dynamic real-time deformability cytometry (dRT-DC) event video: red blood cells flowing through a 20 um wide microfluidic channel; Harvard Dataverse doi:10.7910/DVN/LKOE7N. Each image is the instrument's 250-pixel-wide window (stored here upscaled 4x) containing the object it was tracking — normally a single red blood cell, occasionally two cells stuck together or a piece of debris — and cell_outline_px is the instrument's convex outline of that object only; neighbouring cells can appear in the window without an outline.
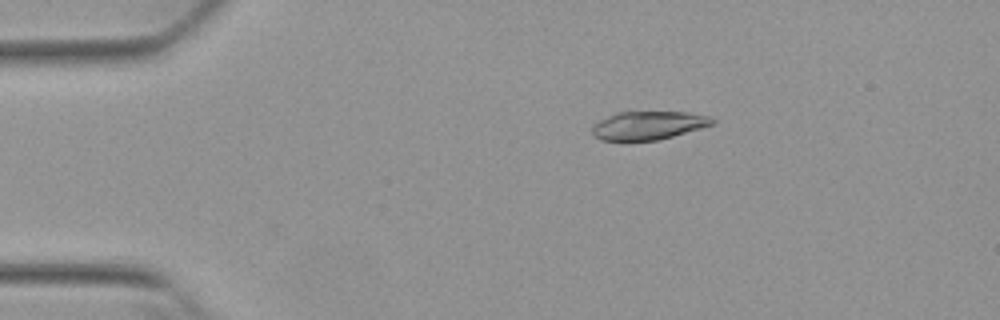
{"species": "Egyptian fruit bat (a non-hibernating species)", "species_latin": "Rousettus aegyptiacus", "temperature_condition": "warm", "stored_images_in_passage": 53, "camera_frame_rate_fps": 3000, "um_per_image_px": 0.085, "animal": {"sex": "female"}, "frame": {"image": 1, "passage_image": 10, "time_ms": 3.0, "image_size_px": [1000, 320], "cell_outline_px": [[716, 124], [672, 136], [656, 140], [600, 140], [592, 132], [592, 128], [600, 120], [616, 112], [688, 112], [712, 116], [716, 120]], "centroid_in_image_um": [55.18, 10.64], "position_along_channel_um": 29.8, "area_um2": 19.77}}
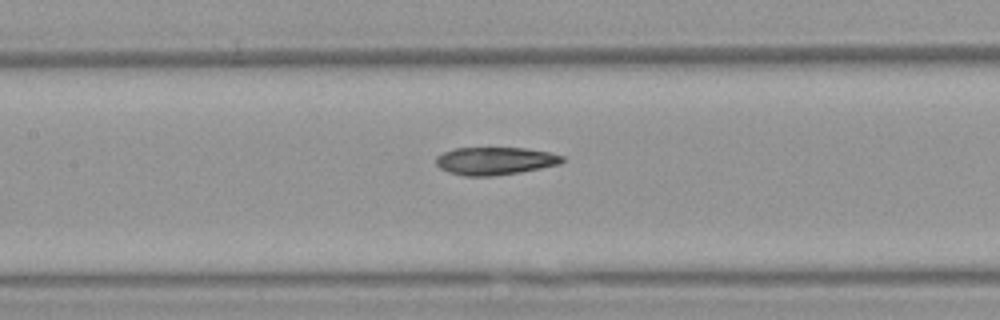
{"frame": {"image": 2, "passage_image": 25, "time_ms": 8.0, "image_size_px": [1000, 320], "cell_outline_px": [[564, 160], [560, 164], [520, 172], [492, 176], [464, 176], [448, 172], [440, 168], [436, 164], [436, 156], [452, 148], [528, 148], [548, 152], [564, 156]], "centroid_in_image_um": [42.06, 13.67], "position_along_channel_um": 165.3, "area_um2": 20.46}}
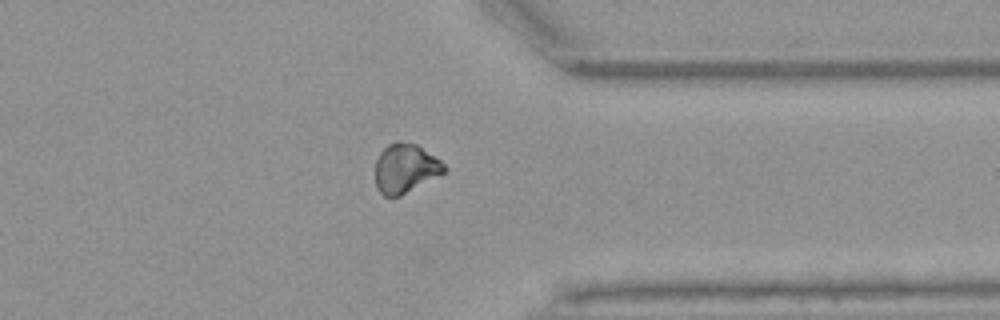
{"frame": {"image": 3, "passage_image": 42, "time_ms": 13.667, "image_size_px": [1000, 320], "cell_outline_px": [[448, 168], [440, 176], [400, 196], [384, 196], [376, 188], [376, 160], [380, 152], [388, 144], [416, 144], [440, 160]], "centroid_in_image_um": [34.47, 14.36], "position_along_channel_um": 376.9, "area_um2": 19.42}, "authors_computed_cell_mechanics": {"area_um2": 20.808, "velocity_mm_per_s": 3.8342, "shape_relaxation_time_tau1_ms": null, "shape_relaxation_time_tau2_ms": 1.9882, "deformation_change_tau1": null, "deformation_change_tau2": 0.0521}}